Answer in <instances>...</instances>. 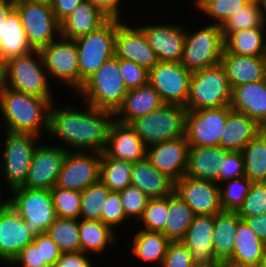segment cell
Wrapping results in <instances>:
<instances>
[{"instance_id": "cell-20", "label": "cell", "mask_w": 266, "mask_h": 267, "mask_svg": "<svg viewBox=\"0 0 266 267\" xmlns=\"http://www.w3.org/2000/svg\"><path fill=\"white\" fill-rule=\"evenodd\" d=\"M147 43L154 50L158 61L180 62L183 55L185 28L181 25L155 23L141 25Z\"/></svg>"}, {"instance_id": "cell-63", "label": "cell", "mask_w": 266, "mask_h": 267, "mask_svg": "<svg viewBox=\"0 0 266 267\" xmlns=\"http://www.w3.org/2000/svg\"><path fill=\"white\" fill-rule=\"evenodd\" d=\"M219 267H249V266H240V265H235L229 262H224V263H220Z\"/></svg>"}, {"instance_id": "cell-67", "label": "cell", "mask_w": 266, "mask_h": 267, "mask_svg": "<svg viewBox=\"0 0 266 267\" xmlns=\"http://www.w3.org/2000/svg\"><path fill=\"white\" fill-rule=\"evenodd\" d=\"M14 2H22V1H46V0H13Z\"/></svg>"}, {"instance_id": "cell-59", "label": "cell", "mask_w": 266, "mask_h": 267, "mask_svg": "<svg viewBox=\"0 0 266 267\" xmlns=\"http://www.w3.org/2000/svg\"><path fill=\"white\" fill-rule=\"evenodd\" d=\"M15 8L13 0H0V39L2 36L3 24L7 20L8 14Z\"/></svg>"}, {"instance_id": "cell-64", "label": "cell", "mask_w": 266, "mask_h": 267, "mask_svg": "<svg viewBox=\"0 0 266 267\" xmlns=\"http://www.w3.org/2000/svg\"><path fill=\"white\" fill-rule=\"evenodd\" d=\"M206 0H194V7H197L196 9H198Z\"/></svg>"}, {"instance_id": "cell-1", "label": "cell", "mask_w": 266, "mask_h": 267, "mask_svg": "<svg viewBox=\"0 0 266 267\" xmlns=\"http://www.w3.org/2000/svg\"><path fill=\"white\" fill-rule=\"evenodd\" d=\"M54 104L49 109L48 134L66 144L60 147L67 151L104 152L114 112L89 104L83 112L70 104L56 109Z\"/></svg>"}, {"instance_id": "cell-15", "label": "cell", "mask_w": 266, "mask_h": 267, "mask_svg": "<svg viewBox=\"0 0 266 267\" xmlns=\"http://www.w3.org/2000/svg\"><path fill=\"white\" fill-rule=\"evenodd\" d=\"M100 165L99 152L68 151L55 186L81 192L100 179Z\"/></svg>"}, {"instance_id": "cell-39", "label": "cell", "mask_w": 266, "mask_h": 267, "mask_svg": "<svg viewBox=\"0 0 266 267\" xmlns=\"http://www.w3.org/2000/svg\"><path fill=\"white\" fill-rule=\"evenodd\" d=\"M220 27L224 40L231 33L243 29L266 28L262 0H250Z\"/></svg>"}, {"instance_id": "cell-3", "label": "cell", "mask_w": 266, "mask_h": 267, "mask_svg": "<svg viewBox=\"0 0 266 267\" xmlns=\"http://www.w3.org/2000/svg\"><path fill=\"white\" fill-rule=\"evenodd\" d=\"M128 92L120 74L119 58L112 57L93 73L77 92L86 104L116 112Z\"/></svg>"}, {"instance_id": "cell-2", "label": "cell", "mask_w": 266, "mask_h": 267, "mask_svg": "<svg viewBox=\"0 0 266 267\" xmlns=\"http://www.w3.org/2000/svg\"><path fill=\"white\" fill-rule=\"evenodd\" d=\"M52 103V99L25 94L2 85L0 110L4 130L30 133L39 137L42 130L48 133L49 109Z\"/></svg>"}, {"instance_id": "cell-27", "label": "cell", "mask_w": 266, "mask_h": 267, "mask_svg": "<svg viewBox=\"0 0 266 267\" xmlns=\"http://www.w3.org/2000/svg\"><path fill=\"white\" fill-rule=\"evenodd\" d=\"M228 152L220 146H189L185 175L194 179L217 183L218 169H221L224 157Z\"/></svg>"}, {"instance_id": "cell-56", "label": "cell", "mask_w": 266, "mask_h": 267, "mask_svg": "<svg viewBox=\"0 0 266 267\" xmlns=\"http://www.w3.org/2000/svg\"><path fill=\"white\" fill-rule=\"evenodd\" d=\"M96 9L101 11L109 19L122 20L120 7L122 0H88Z\"/></svg>"}, {"instance_id": "cell-25", "label": "cell", "mask_w": 266, "mask_h": 267, "mask_svg": "<svg viewBox=\"0 0 266 267\" xmlns=\"http://www.w3.org/2000/svg\"><path fill=\"white\" fill-rule=\"evenodd\" d=\"M230 108L244 113L260 127L266 125V79L234 87Z\"/></svg>"}, {"instance_id": "cell-61", "label": "cell", "mask_w": 266, "mask_h": 267, "mask_svg": "<svg viewBox=\"0 0 266 267\" xmlns=\"http://www.w3.org/2000/svg\"><path fill=\"white\" fill-rule=\"evenodd\" d=\"M1 190H2V185H1V183H0V211H2V210L8 205V203H9L8 198L6 199V198L4 197L3 199H1V198H2L1 195H4V194L1 192ZM4 199H5V200H4ZM2 200H4V201H2Z\"/></svg>"}, {"instance_id": "cell-35", "label": "cell", "mask_w": 266, "mask_h": 267, "mask_svg": "<svg viewBox=\"0 0 266 267\" xmlns=\"http://www.w3.org/2000/svg\"><path fill=\"white\" fill-rule=\"evenodd\" d=\"M134 256L147 263L161 265L171 242L162 232L138 230L132 241Z\"/></svg>"}, {"instance_id": "cell-46", "label": "cell", "mask_w": 266, "mask_h": 267, "mask_svg": "<svg viewBox=\"0 0 266 267\" xmlns=\"http://www.w3.org/2000/svg\"><path fill=\"white\" fill-rule=\"evenodd\" d=\"M168 217V196L150 199L137 222H142L143 230L162 232Z\"/></svg>"}, {"instance_id": "cell-62", "label": "cell", "mask_w": 266, "mask_h": 267, "mask_svg": "<svg viewBox=\"0 0 266 267\" xmlns=\"http://www.w3.org/2000/svg\"><path fill=\"white\" fill-rule=\"evenodd\" d=\"M259 267H266V242L264 245V252H263V256H262V261Z\"/></svg>"}, {"instance_id": "cell-43", "label": "cell", "mask_w": 266, "mask_h": 267, "mask_svg": "<svg viewBox=\"0 0 266 267\" xmlns=\"http://www.w3.org/2000/svg\"><path fill=\"white\" fill-rule=\"evenodd\" d=\"M251 184L252 181L246 176L233 178L219 184L222 210L237 212L249 193Z\"/></svg>"}, {"instance_id": "cell-18", "label": "cell", "mask_w": 266, "mask_h": 267, "mask_svg": "<svg viewBox=\"0 0 266 267\" xmlns=\"http://www.w3.org/2000/svg\"><path fill=\"white\" fill-rule=\"evenodd\" d=\"M122 21L117 20L114 56L131 60L149 71L159 62L154 50L138 26L132 27Z\"/></svg>"}, {"instance_id": "cell-19", "label": "cell", "mask_w": 266, "mask_h": 267, "mask_svg": "<svg viewBox=\"0 0 266 267\" xmlns=\"http://www.w3.org/2000/svg\"><path fill=\"white\" fill-rule=\"evenodd\" d=\"M188 149L183 136L148 146L146 157L157 170L177 182L186 173Z\"/></svg>"}, {"instance_id": "cell-17", "label": "cell", "mask_w": 266, "mask_h": 267, "mask_svg": "<svg viewBox=\"0 0 266 267\" xmlns=\"http://www.w3.org/2000/svg\"><path fill=\"white\" fill-rule=\"evenodd\" d=\"M174 191L193 210L195 215H216L223 211L220 205L218 183L184 175L175 182Z\"/></svg>"}, {"instance_id": "cell-40", "label": "cell", "mask_w": 266, "mask_h": 267, "mask_svg": "<svg viewBox=\"0 0 266 267\" xmlns=\"http://www.w3.org/2000/svg\"><path fill=\"white\" fill-rule=\"evenodd\" d=\"M132 162L108 157L101 153L100 180L115 192L122 191L131 184Z\"/></svg>"}, {"instance_id": "cell-23", "label": "cell", "mask_w": 266, "mask_h": 267, "mask_svg": "<svg viewBox=\"0 0 266 267\" xmlns=\"http://www.w3.org/2000/svg\"><path fill=\"white\" fill-rule=\"evenodd\" d=\"M104 153L108 157L134 163L146 158L147 146L130 124L114 120L109 128Z\"/></svg>"}, {"instance_id": "cell-53", "label": "cell", "mask_w": 266, "mask_h": 267, "mask_svg": "<svg viewBox=\"0 0 266 267\" xmlns=\"http://www.w3.org/2000/svg\"><path fill=\"white\" fill-rule=\"evenodd\" d=\"M33 243L40 244L41 264L54 267L62 253L56 243L46 233L35 236Z\"/></svg>"}, {"instance_id": "cell-12", "label": "cell", "mask_w": 266, "mask_h": 267, "mask_svg": "<svg viewBox=\"0 0 266 267\" xmlns=\"http://www.w3.org/2000/svg\"><path fill=\"white\" fill-rule=\"evenodd\" d=\"M58 39L39 50L45 69L50 79L65 83L77 93L80 90V73L76 43L62 37Z\"/></svg>"}, {"instance_id": "cell-42", "label": "cell", "mask_w": 266, "mask_h": 267, "mask_svg": "<svg viewBox=\"0 0 266 267\" xmlns=\"http://www.w3.org/2000/svg\"><path fill=\"white\" fill-rule=\"evenodd\" d=\"M110 191L100 179L81 191L80 219L101 221L102 207Z\"/></svg>"}, {"instance_id": "cell-5", "label": "cell", "mask_w": 266, "mask_h": 267, "mask_svg": "<svg viewBox=\"0 0 266 267\" xmlns=\"http://www.w3.org/2000/svg\"><path fill=\"white\" fill-rule=\"evenodd\" d=\"M231 87L221 63L192 72L185 108L201 110L230 106Z\"/></svg>"}, {"instance_id": "cell-32", "label": "cell", "mask_w": 266, "mask_h": 267, "mask_svg": "<svg viewBox=\"0 0 266 267\" xmlns=\"http://www.w3.org/2000/svg\"><path fill=\"white\" fill-rule=\"evenodd\" d=\"M238 225L237 212L222 211L214 215L213 251L219 263L228 262L232 258Z\"/></svg>"}, {"instance_id": "cell-33", "label": "cell", "mask_w": 266, "mask_h": 267, "mask_svg": "<svg viewBox=\"0 0 266 267\" xmlns=\"http://www.w3.org/2000/svg\"><path fill=\"white\" fill-rule=\"evenodd\" d=\"M34 51L29 44L23 29L21 18L14 8L7 16L3 24L2 36L0 39V53L5 61L11 58L26 55Z\"/></svg>"}, {"instance_id": "cell-24", "label": "cell", "mask_w": 266, "mask_h": 267, "mask_svg": "<svg viewBox=\"0 0 266 267\" xmlns=\"http://www.w3.org/2000/svg\"><path fill=\"white\" fill-rule=\"evenodd\" d=\"M220 63L231 90L242 84L266 79V56H240L224 49Z\"/></svg>"}, {"instance_id": "cell-41", "label": "cell", "mask_w": 266, "mask_h": 267, "mask_svg": "<svg viewBox=\"0 0 266 267\" xmlns=\"http://www.w3.org/2000/svg\"><path fill=\"white\" fill-rule=\"evenodd\" d=\"M63 252H80L79 219L56 217L45 232Z\"/></svg>"}, {"instance_id": "cell-28", "label": "cell", "mask_w": 266, "mask_h": 267, "mask_svg": "<svg viewBox=\"0 0 266 267\" xmlns=\"http://www.w3.org/2000/svg\"><path fill=\"white\" fill-rule=\"evenodd\" d=\"M130 185L137 187L149 199L167 197L175 188V182L157 170L147 157L132 164Z\"/></svg>"}, {"instance_id": "cell-60", "label": "cell", "mask_w": 266, "mask_h": 267, "mask_svg": "<svg viewBox=\"0 0 266 267\" xmlns=\"http://www.w3.org/2000/svg\"><path fill=\"white\" fill-rule=\"evenodd\" d=\"M5 68H6V61L2 58V55L0 53V87L4 83V79H5Z\"/></svg>"}, {"instance_id": "cell-58", "label": "cell", "mask_w": 266, "mask_h": 267, "mask_svg": "<svg viewBox=\"0 0 266 267\" xmlns=\"http://www.w3.org/2000/svg\"><path fill=\"white\" fill-rule=\"evenodd\" d=\"M243 220L259 239L266 242V213L259 216L245 217Z\"/></svg>"}, {"instance_id": "cell-6", "label": "cell", "mask_w": 266, "mask_h": 267, "mask_svg": "<svg viewBox=\"0 0 266 267\" xmlns=\"http://www.w3.org/2000/svg\"><path fill=\"white\" fill-rule=\"evenodd\" d=\"M186 112L187 109L179 104H164L135 119L130 126L148 147L185 136Z\"/></svg>"}, {"instance_id": "cell-11", "label": "cell", "mask_w": 266, "mask_h": 267, "mask_svg": "<svg viewBox=\"0 0 266 267\" xmlns=\"http://www.w3.org/2000/svg\"><path fill=\"white\" fill-rule=\"evenodd\" d=\"M24 32L34 50L61 37L60 23L56 20L49 0L15 2Z\"/></svg>"}, {"instance_id": "cell-14", "label": "cell", "mask_w": 266, "mask_h": 267, "mask_svg": "<svg viewBox=\"0 0 266 267\" xmlns=\"http://www.w3.org/2000/svg\"><path fill=\"white\" fill-rule=\"evenodd\" d=\"M230 106L201 110H187L185 137L189 146H219Z\"/></svg>"}, {"instance_id": "cell-50", "label": "cell", "mask_w": 266, "mask_h": 267, "mask_svg": "<svg viewBox=\"0 0 266 267\" xmlns=\"http://www.w3.org/2000/svg\"><path fill=\"white\" fill-rule=\"evenodd\" d=\"M119 69L128 90L148 84L149 71L131 60L119 58Z\"/></svg>"}, {"instance_id": "cell-49", "label": "cell", "mask_w": 266, "mask_h": 267, "mask_svg": "<svg viewBox=\"0 0 266 267\" xmlns=\"http://www.w3.org/2000/svg\"><path fill=\"white\" fill-rule=\"evenodd\" d=\"M127 219L129 220L121 204L119 192L110 191L102 207L101 222L115 230Z\"/></svg>"}, {"instance_id": "cell-38", "label": "cell", "mask_w": 266, "mask_h": 267, "mask_svg": "<svg viewBox=\"0 0 266 267\" xmlns=\"http://www.w3.org/2000/svg\"><path fill=\"white\" fill-rule=\"evenodd\" d=\"M241 153L245 176L252 182H266V134L261 130Z\"/></svg>"}, {"instance_id": "cell-57", "label": "cell", "mask_w": 266, "mask_h": 267, "mask_svg": "<svg viewBox=\"0 0 266 267\" xmlns=\"http://www.w3.org/2000/svg\"><path fill=\"white\" fill-rule=\"evenodd\" d=\"M53 14L56 20L60 23L68 15L72 13L77 5L84 0H49Z\"/></svg>"}, {"instance_id": "cell-48", "label": "cell", "mask_w": 266, "mask_h": 267, "mask_svg": "<svg viewBox=\"0 0 266 267\" xmlns=\"http://www.w3.org/2000/svg\"><path fill=\"white\" fill-rule=\"evenodd\" d=\"M119 196L126 216L134 221L139 219L150 200L145 193L132 185L119 191Z\"/></svg>"}, {"instance_id": "cell-8", "label": "cell", "mask_w": 266, "mask_h": 267, "mask_svg": "<svg viewBox=\"0 0 266 267\" xmlns=\"http://www.w3.org/2000/svg\"><path fill=\"white\" fill-rule=\"evenodd\" d=\"M187 31L180 63L190 72L202 70L221 62L225 48L221 27L210 22L197 31Z\"/></svg>"}, {"instance_id": "cell-66", "label": "cell", "mask_w": 266, "mask_h": 267, "mask_svg": "<svg viewBox=\"0 0 266 267\" xmlns=\"http://www.w3.org/2000/svg\"><path fill=\"white\" fill-rule=\"evenodd\" d=\"M193 267H219V266H210V265L194 264Z\"/></svg>"}, {"instance_id": "cell-36", "label": "cell", "mask_w": 266, "mask_h": 267, "mask_svg": "<svg viewBox=\"0 0 266 267\" xmlns=\"http://www.w3.org/2000/svg\"><path fill=\"white\" fill-rule=\"evenodd\" d=\"M225 50L240 56H266V28L243 29L225 40Z\"/></svg>"}, {"instance_id": "cell-54", "label": "cell", "mask_w": 266, "mask_h": 267, "mask_svg": "<svg viewBox=\"0 0 266 267\" xmlns=\"http://www.w3.org/2000/svg\"><path fill=\"white\" fill-rule=\"evenodd\" d=\"M20 267H50L48 264H41L40 244L33 242L23 248L10 266Z\"/></svg>"}, {"instance_id": "cell-21", "label": "cell", "mask_w": 266, "mask_h": 267, "mask_svg": "<svg viewBox=\"0 0 266 267\" xmlns=\"http://www.w3.org/2000/svg\"><path fill=\"white\" fill-rule=\"evenodd\" d=\"M34 236L25 227L24 220L8 204L0 211V261L11 264L20 251L33 242Z\"/></svg>"}, {"instance_id": "cell-44", "label": "cell", "mask_w": 266, "mask_h": 267, "mask_svg": "<svg viewBox=\"0 0 266 267\" xmlns=\"http://www.w3.org/2000/svg\"><path fill=\"white\" fill-rule=\"evenodd\" d=\"M56 217L80 219L81 192L54 186L51 190Z\"/></svg>"}, {"instance_id": "cell-34", "label": "cell", "mask_w": 266, "mask_h": 267, "mask_svg": "<svg viewBox=\"0 0 266 267\" xmlns=\"http://www.w3.org/2000/svg\"><path fill=\"white\" fill-rule=\"evenodd\" d=\"M116 231L98 220L79 219V237L83 253H105L106 247L116 243ZM114 243V244H113Z\"/></svg>"}, {"instance_id": "cell-9", "label": "cell", "mask_w": 266, "mask_h": 267, "mask_svg": "<svg viewBox=\"0 0 266 267\" xmlns=\"http://www.w3.org/2000/svg\"><path fill=\"white\" fill-rule=\"evenodd\" d=\"M9 205L24 220L25 227L35 237L46 232L56 218L49 190L18 187L11 190Z\"/></svg>"}, {"instance_id": "cell-52", "label": "cell", "mask_w": 266, "mask_h": 267, "mask_svg": "<svg viewBox=\"0 0 266 267\" xmlns=\"http://www.w3.org/2000/svg\"><path fill=\"white\" fill-rule=\"evenodd\" d=\"M218 184L233 178L244 177V159L241 152L229 151L222 162L221 169H218Z\"/></svg>"}, {"instance_id": "cell-16", "label": "cell", "mask_w": 266, "mask_h": 267, "mask_svg": "<svg viewBox=\"0 0 266 267\" xmlns=\"http://www.w3.org/2000/svg\"><path fill=\"white\" fill-rule=\"evenodd\" d=\"M57 146L37 145L32 155L26 182L22 187L50 191L56 185L63 160L68 152Z\"/></svg>"}, {"instance_id": "cell-4", "label": "cell", "mask_w": 266, "mask_h": 267, "mask_svg": "<svg viewBox=\"0 0 266 267\" xmlns=\"http://www.w3.org/2000/svg\"><path fill=\"white\" fill-rule=\"evenodd\" d=\"M47 71L39 50L6 61L3 85L25 94L52 98Z\"/></svg>"}, {"instance_id": "cell-65", "label": "cell", "mask_w": 266, "mask_h": 267, "mask_svg": "<svg viewBox=\"0 0 266 267\" xmlns=\"http://www.w3.org/2000/svg\"><path fill=\"white\" fill-rule=\"evenodd\" d=\"M263 9H264V24L266 27V0H262Z\"/></svg>"}, {"instance_id": "cell-68", "label": "cell", "mask_w": 266, "mask_h": 267, "mask_svg": "<svg viewBox=\"0 0 266 267\" xmlns=\"http://www.w3.org/2000/svg\"><path fill=\"white\" fill-rule=\"evenodd\" d=\"M262 131L266 134V125L262 127Z\"/></svg>"}, {"instance_id": "cell-29", "label": "cell", "mask_w": 266, "mask_h": 267, "mask_svg": "<svg viewBox=\"0 0 266 267\" xmlns=\"http://www.w3.org/2000/svg\"><path fill=\"white\" fill-rule=\"evenodd\" d=\"M108 20L109 18L88 0H84L60 22V34L62 38L74 40L97 30Z\"/></svg>"}, {"instance_id": "cell-51", "label": "cell", "mask_w": 266, "mask_h": 267, "mask_svg": "<svg viewBox=\"0 0 266 267\" xmlns=\"http://www.w3.org/2000/svg\"><path fill=\"white\" fill-rule=\"evenodd\" d=\"M190 250L182 241H171L160 267H193Z\"/></svg>"}, {"instance_id": "cell-37", "label": "cell", "mask_w": 266, "mask_h": 267, "mask_svg": "<svg viewBox=\"0 0 266 267\" xmlns=\"http://www.w3.org/2000/svg\"><path fill=\"white\" fill-rule=\"evenodd\" d=\"M195 216L193 210L174 191L168 195V217L162 233L170 241H181Z\"/></svg>"}, {"instance_id": "cell-26", "label": "cell", "mask_w": 266, "mask_h": 267, "mask_svg": "<svg viewBox=\"0 0 266 267\" xmlns=\"http://www.w3.org/2000/svg\"><path fill=\"white\" fill-rule=\"evenodd\" d=\"M164 104L160 94L148 83L145 86L128 90L122 105L114 113V118L120 123L130 124Z\"/></svg>"}, {"instance_id": "cell-10", "label": "cell", "mask_w": 266, "mask_h": 267, "mask_svg": "<svg viewBox=\"0 0 266 267\" xmlns=\"http://www.w3.org/2000/svg\"><path fill=\"white\" fill-rule=\"evenodd\" d=\"M4 148L0 152V170L9 191L22 187L27 179L32 155L37 147L39 136L30 133H12L4 131ZM2 165V166H1ZM5 176V177H4Z\"/></svg>"}, {"instance_id": "cell-7", "label": "cell", "mask_w": 266, "mask_h": 267, "mask_svg": "<svg viewBox=\"0 0 266 267\" xmlns=\"http://www.w3.org/2000/svg\"><path fill=\"white\" fill-rule=\"evenodd\" d=\"M116 30L117 20L109 19L97 30L74 39L78 52L80 89L105 61L114 57Z\"/></svg>"}, {"instance_id": "cell-30", "label": "cell", "mask_w": 266, "mask_h": 267, "mask_svg": "<svg viewBox=\"0 0 266 267\" xmlns=\"http://www.w3.org/2000/svg\"><path fill=\"white\" fill-rule=\"evenodd\" d=\"M261 130L262 127L254 120L231 109L227 114L219 146L227 151L241 152Z\"/></svg>"}, {"instance_id": "cell-22", "label": "cell", "mask_w": 266, "mask_h": 267, "mask_svg": "<svg viewBox=\"0 0 266 267\" xmlns=\"http://www.w3.org/2000/svg\"><path fill=\"white\" fill-rule=\"evenodd\" d=\"M214 215H196L181 240L194 264L219 266L213 251Z\"/></svg>"}, {"instance_id": "cell-45", "label": "cell", "mask_w": 266, "mask_h": 267, "mask_svg": "<svg viewBox=\"0 0 266 267\" xmlns=\"http://www.w3.org/2000/svg\"><path fill=\"white\" fill-rule=\"evenodd\" d=\"M250 0H206L198 11L202 12L208 19L212 20V24L221 26L226 20L231 18Z\"/></svg>"}, {"instance_id": "cell-13", "label": "cell", "mask_w": 266, "mask_h": 267, "mask_svg": "<svg viewBox=\"0 0 266 267\" xmlns=\"http://www.w3.org/2000/svg\"><path fill=\"white\" fill-rule=\"evenodd\" d=\"M192 72L180 62L159 61L149 70L148 83L165 104L186 106Z\"/></svg>"}, {"instance_id": "cell-47", "label": "cell", "mask_w": 266, "mask_h": 267, "mask_svg": "<svg viewBox=\"0 0 266 267\" xmlns=\"http://www.w3.org/2000/svg\"><path fill=\"white\" fill-rule=\"evenodd\" d=\"M266 213V182H252L242 206L237 214L243 220L245 217L259 216Z\"/></svg>"}, {"instance_id": "cell-31", "label": "cell", "mask_w": 266, "mask_h": 267, "mask_svg": "<svg viewBox=\"0 0 266 267\" xmlns=\"http://www.w3.org/2000/svg\"><path fill=\"white\" fill-rule=\"evenodd\" d=\"M264 245L265 242L259 239L247 223L239 217L234 252L228 262L240 266L259 267Z\"/></svg>"}, {"instance_id": "cell-55", "label": "cell", "mask_w": 266, "mask_h": 267, "mask_svg": "<svg viewBox=\"0 0 266 267\" xmlns=\"http://www.w3.org/2000/svg\"><path fill=\"white\" fill-rule=\"evenodd\" d=\"M87 253L63 252L54 267H94Z\"/></svg>"}]
</instances>
